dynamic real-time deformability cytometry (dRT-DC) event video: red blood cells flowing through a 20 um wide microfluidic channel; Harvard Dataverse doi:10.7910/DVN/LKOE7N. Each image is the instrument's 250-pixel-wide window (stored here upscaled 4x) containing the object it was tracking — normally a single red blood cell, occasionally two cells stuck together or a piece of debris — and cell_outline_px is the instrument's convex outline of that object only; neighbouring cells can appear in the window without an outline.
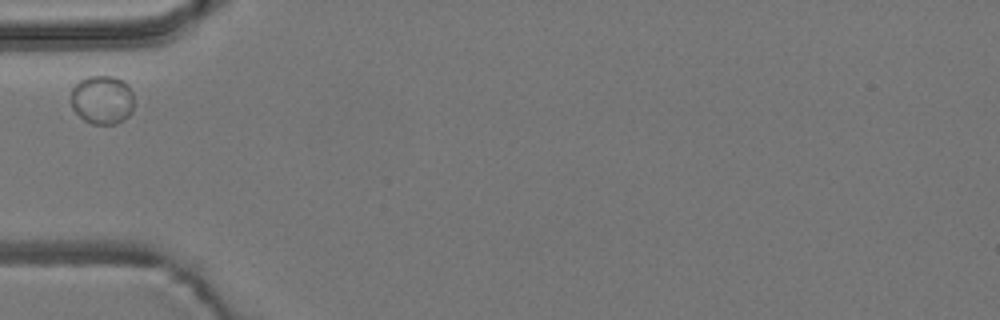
{"species": "common noctule bat (a hibernating species)", "species_latin": "Nyctalus noctula", "temperature_condition": "room temperature", "stored_images_in_passage": 1, "camera_frame_rate_fps": 3000, "um_per_image_px": 0.085, "animal": {"sex": "male", "body_mass_g": 19.2, "forearm_length_mm": 51.8}, "frame": {"image": 1, "passage_image": 1, "time_ms": 0.0, "image_size_px": [1000, 320], "cell_outline_px": [[132, 112], [124, 120], [116, 124], [92, 124], [84, 120], [72, 108], [72, 88], [80, 80], [88, 76], [112, 76], [124, 80], [128, 84], [132, 92]], "centroid_in_image_um": [8.7, 8.48], "position_along_channel_um": 76.3, "area_um2": 17.98}}